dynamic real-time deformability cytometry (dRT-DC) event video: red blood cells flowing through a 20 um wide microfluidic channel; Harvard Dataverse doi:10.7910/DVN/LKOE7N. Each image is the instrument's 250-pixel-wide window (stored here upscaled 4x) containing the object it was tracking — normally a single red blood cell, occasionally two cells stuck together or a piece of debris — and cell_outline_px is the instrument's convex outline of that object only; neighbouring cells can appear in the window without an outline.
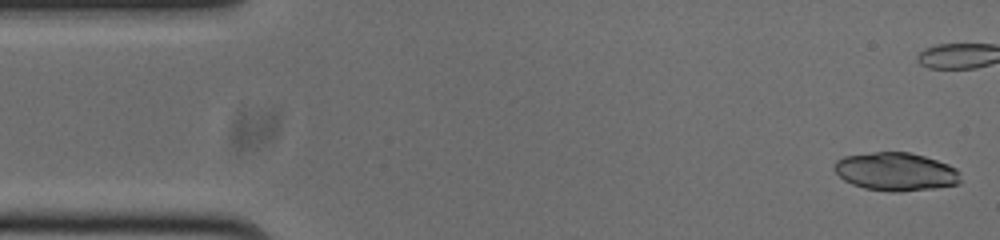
{"species": "common noctule bat (a hibernating species)", "species_latin": "Nyctalus noctula", "temperature_condition": "cold", "stored_images_in_passage": 53, "camera_frame_rate_fps": 3000, "um_per_image_px": 0.085, "animal": {"sex": "male", "body_mass_g": 20.0, "forearm_length_mm": 53.3}, "frame": {"image": 1, "passage_image": 1, "time_ms": 0.0, "image_size_px": [1000, 240], "cell_outline_px": [[960, 184], [936, 188], [896, 192], [892, 192], [864, 188], [852, 184], [844, 180], [832, 168], [836, 160], [844, 156], [872, 152], [908, 152], [924, 156], [948, 164], [956, 168], [960, 172]], "centroid_in_image_um": [76.14, 14.59], "position_along_channel_um": 8.9, "area_um2": 28.26}}
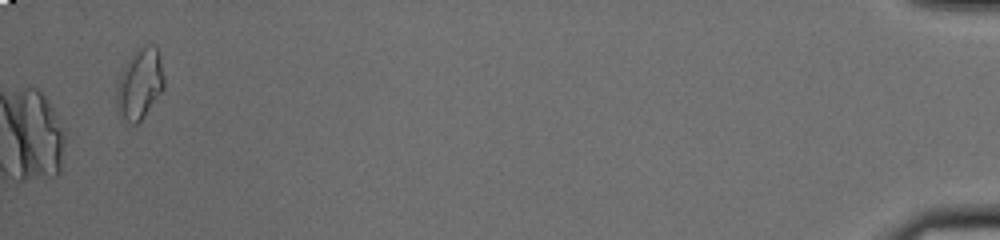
{"frame": {"image": 2, "passage_image": 53, "time_ms": 17.333, "image_size_px": [1000, 240], "cell_outline_px": [[164, 88], [144, 116], [136, 124], [132, 124], [120, 120], [116, 104], [116, 88], [124, 68], [128, 60], [140, 48], [148, 44], [152, 44], [156, 48], [160, 56], [164, 76]], "centroid_in_image_um": [11.87, 7.18], "position_along_channel_um": 423.3, "area_um2": 19.36}}